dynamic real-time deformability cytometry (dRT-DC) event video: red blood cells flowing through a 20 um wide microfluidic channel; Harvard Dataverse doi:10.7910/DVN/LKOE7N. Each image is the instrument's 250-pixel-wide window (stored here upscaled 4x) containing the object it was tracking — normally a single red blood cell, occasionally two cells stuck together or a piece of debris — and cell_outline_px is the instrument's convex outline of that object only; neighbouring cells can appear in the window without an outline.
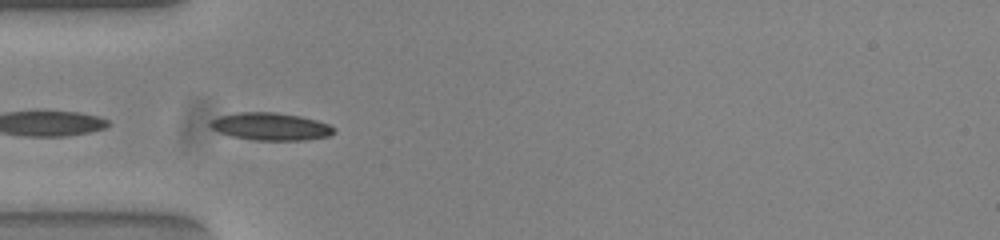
{"species": "common noctule bat (a hibernating species)", "species_latin": "Nyctalus noctula", "temperature_condition": "warm", "stored_images_in_passage": 6, "camera_frame_rate_fps": 3000, "um_per_image_px": 0.085, "animal": {"sex": "female", "body_mass_g": 23.0, "forearm_length_mm": 53.4}, "frame": {"image": 1, "passage_image": 2, "time_ms": 0.333, "image_size_px": [1000, 240], "cell_outline_px": [[336, 132], [328, 136], [304, 140], [252, 140], [232, 136], [220, 132], [212, 128], [208, 124], [212, 120], [220, 116], [236, 112], [276, 112], [300, 116], [316, 120], [328, 124], [336, 128]], "centroid_in_image_um": [23.02, 10.75], "position_along_channel_um": 62.0, "area_um2": 19.83}}